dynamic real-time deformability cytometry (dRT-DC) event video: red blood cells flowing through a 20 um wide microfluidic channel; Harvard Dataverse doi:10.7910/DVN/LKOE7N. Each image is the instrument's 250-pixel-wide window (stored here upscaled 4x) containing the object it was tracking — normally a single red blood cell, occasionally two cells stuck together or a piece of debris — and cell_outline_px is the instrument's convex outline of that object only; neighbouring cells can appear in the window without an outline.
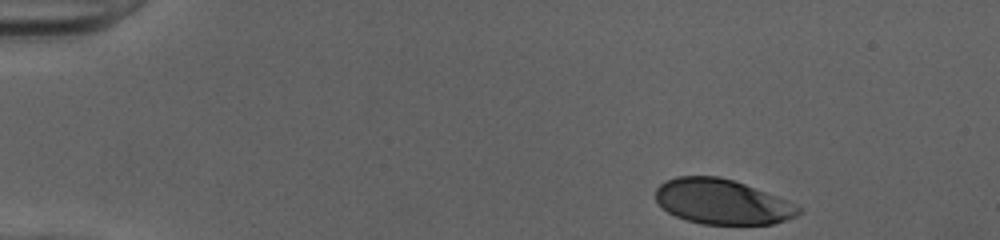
{"species": "human", "species_latin": "Homo sapiens", "temperature_condition": "cold", "stored_images_in_passage": 37, "camera_frame_rate_fps": 3000, "um_per_image_px": 0.085, "donor": {"sex": "female"}, "frame": {"image": 1, "passage_image": 1, "time_ms": 0.0, "image_size_px": [1000, 240], "cell_outline_px": [[800, 212], [796, 216], [772, 224], [704, 224], [688, 220], [676, 216], [668, 212], [656, 200], [656, 188], [664, 180], [676, 176], [716, 176], [732, 180], [744, 184], [776, 196], [800, 208]], "centroid_in_image_um": [61.32, 17.14], "position_along_channel_um": 23.7, "area_um2": 36.93}}
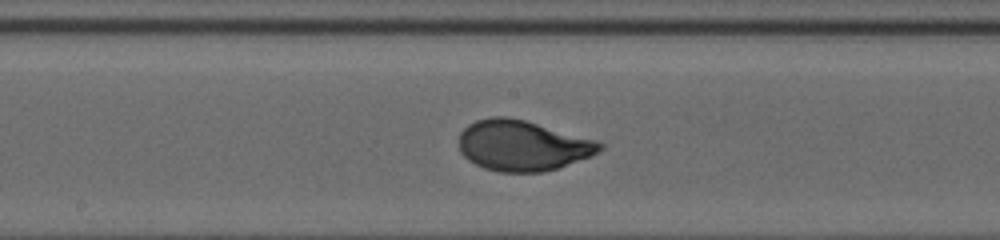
{"frame": {"image": 2, "passage_image": 22, "time_ms": 7.0, "image_size_px": [1000, 240], "cell_outline_px": [[604, 148], [592, 156], [560, 168], [540, 172], [500, 172], [484, 168], [468, 160], [460, 152], [460, 132], [468, 124], [476, 120], [492, 116], [504, 116], [524, 120], [596, 140], [604, 144]], "centroid_in_image_um": [44.42, 12.38], "position_along_channel_um": 203.8, "area_um2": 41.5}}
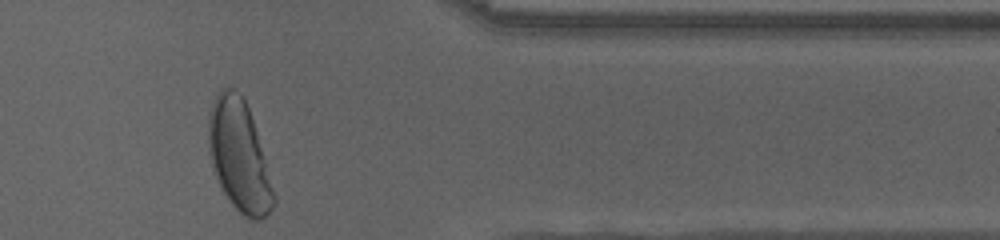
{"frame": {"image": 3, "passage_image": 37, "time_ms": 12.0, "image_size_px": [1000, 240], "cell_outline_px": [[276, 204], [260, 220], [252, 220], [244, 216], [232, 204], [220, 188], [212, 168], [208, 152], [208, 116], [212, 104], [220, 88], [232, 88], [244, 100], [248, 108], [256, 132], [276, 196]], "centroid_in_image_um": [20.3, 13.29], "position_along_channel_um": 391.1, "area_um2": 41.79}, "authors_computed_cell_mechanics": {"area_um2": 41.038, "velocity_mm_per_s": 4.0208, "shape_relaxation_time_tau1_ms": 2.7978, "shape_relaxation_time_tau2_ms": null, "deformation_change_tau1": 0.1798, "deformation_change_tau2": null}}